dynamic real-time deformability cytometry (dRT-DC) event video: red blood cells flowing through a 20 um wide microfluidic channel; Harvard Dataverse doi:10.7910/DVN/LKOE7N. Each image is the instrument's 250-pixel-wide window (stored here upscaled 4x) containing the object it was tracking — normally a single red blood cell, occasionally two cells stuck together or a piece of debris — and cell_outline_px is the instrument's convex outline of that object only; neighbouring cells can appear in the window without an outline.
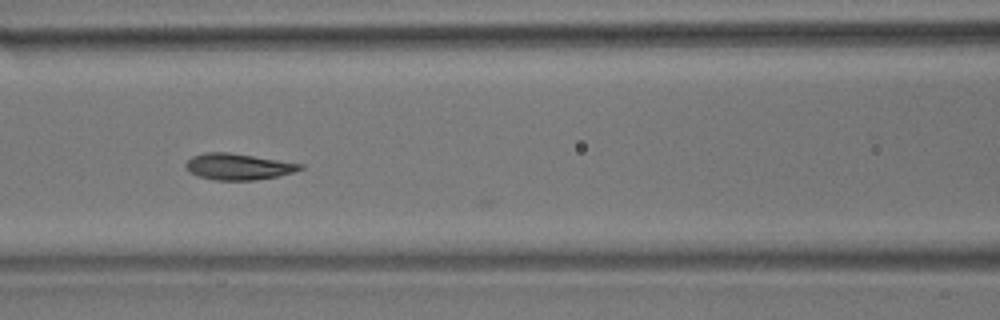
{"species": "common noctule bat (a hibernating species)", "species_latin": "Nyctalus noctula", "temperature_condition": "room temperature", "stored_images_in_passage": 44, "camera_frame_rate_fps": 3000, "um_per_image_px": 0.085, "animal": {"sex": "male", "body_mass_g": 17.9}, "frame": {"image": 1, "passage_image": 22, "time_ms": 7.0, "image_size_px": [1000, 320], "cell_outline_px": [[304, 168], [292, 172], [276, 176], [252, 180], [216, 180], [200, 176], [188, 172], [184, 164], [192, 156], [204, 152], [228, 152], [304, 164]], "centroid_in_image_um": [20.21, 14.15], "position_along_channel_um": 146.4, "area_um2": 17.34}}
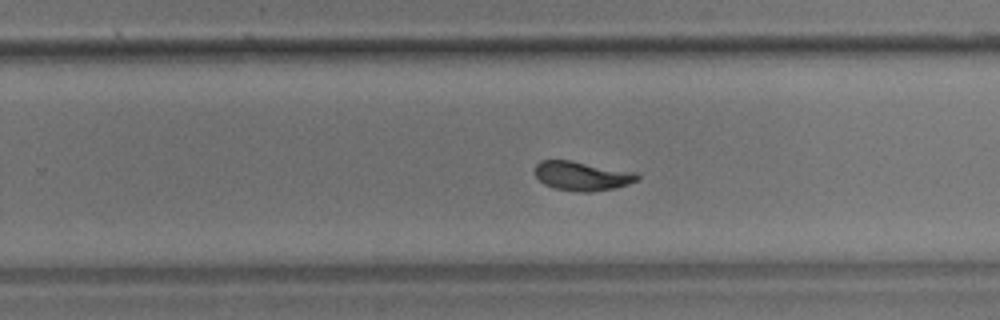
{"frame": {"image": 2, "passage_image": 33, "time_ms": 10.667, "image_size_px": [1000, 320], "cell_outline_px": [[640, 180], [616, 188], [592, 192], [580, 192], [552, 188], [544, 184], [536, 176], [536, 164], [540, 160], [572, 160], [636, 172], [640, 176]], "centroid_in_image_um": [49.51, 14.96], "position_along_channel_um": 280.3, "area_um2": 17.63}}
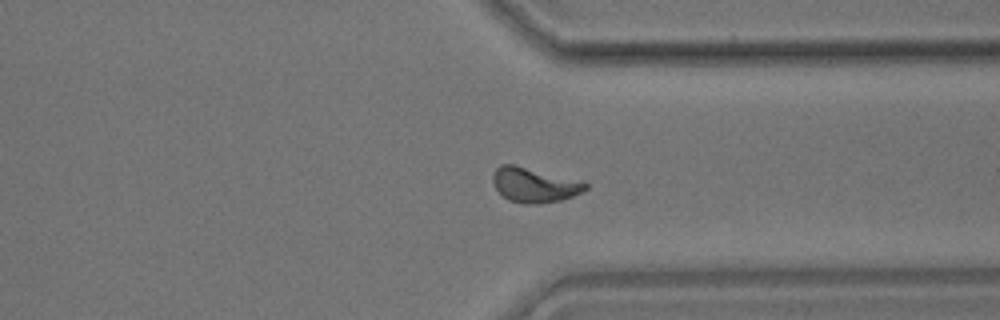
{"frame": {"image": 3, "passage_image": 40, "time_ms": 13.0, "image_size_px": [1000, 320], "cell_outline_px": [[588, 188], [572, 196], [560, 200], [536, 204], [524, 204], [508, 200], [496, 188], [492, 180], [492, 176], [496, 168], [500, 164], [512, 164], [588, 184]], "centroid_in_image_um": [45.34, 15.74], "position_along_channel_um": 366.1, "area_um2": 18.03}}